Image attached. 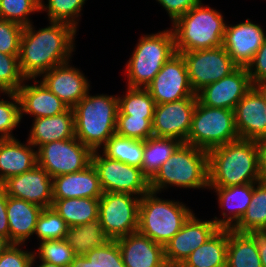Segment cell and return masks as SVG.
Instances as JSON below:
<instances>
[{
    "instance_id": "obj_44",
    "label": "cell",
    "mask_w": 266,
    "mask_h": 267,
    "mask_svg": "<svg viewBox=\"0 0 266 267\" xmlns=\"http://www.w3.org/2000/svg\"><path fill=\"white\" fill-rule=\"evenodd\" d=\"M21 244H11L0 256V267H32L34 266V252L21 250Z\"/></svg>"
},
{
    "instance_id": "obj_36",
    "label": "cell",
    "mask_w": 266,
    "mask_h": 267,
    "mask_svg": "<svg viewBox=\"0 0 266 267\" xmlns=\"http://www.w3.org/2000/svg\"><path fill=\"white\" fill-rule=\"evenodd\" d=\"M33 258H39V261H47L60 267H85L64 239L41 241Z\"/></svg>"
},
{
    "instance_id": "obj_45",
    "label": "cell",
    "mask_w": 266,
    "mask_h": 267,
    "mask_svg": "<svg viewBox=\"0 0 266 267\" xmlns=\"http://www.w3.org/2000/svg\"><path fill=\"white\" fill-rule=\"evenodd\" d=\"M246 68L253 86L266 85V40Z\"/></svg>"
},
{
    "instance_id": "obj_11",
    "label": "cell",
    "mask_w": 266,
    "mask_h": 267,
    "mask_svg": "<svg viewBox=\"0 0 266 267\" xmlns=\"http://www.w3.org/2000/svg\"><path fill=\"white\" fill-rule=\"evenodd\" d=\"M93 151L76 137L45 143L37 150V164L51 178L75 173L92 163Z\"/></svg>"
},
{
    "instance_id": "obj_17",
    "label": "cell",
    "mask_w": 266,
    "mask_h": 267,
    "mask_svg": "<svg viewBox=\"0 0 266 267\" xmlns=\"http://www.w3.org/2000/svg\"><path fill=\"white\" fill-rule=\"evenodd\" d=\"M219 227L213 220H200L193 213L183 227L165 245V259L169 267H179Z\"/></svg>"
},
{
    "instance_id": "obj_16",
    "label": "cell",
    "mask_w": 266,
    "mask_h": 267,
    "mask_svg": "<svg viewBox=\"0 0 266 267\" xmlns=\"http://www.w3.org/2000/svg\"><path fill=\"white\" fill-rule=\"evenodd\" d=\"M198 98H184L164 104H156L152 129L153 136L173 138L185 143Z\"/></svg>"
},
{
    "instance_id": "obj_12",
    "label": "cell",
    "mask_w": 266,
    "mask_h": 267,
    "mask_svg": "<svg viewBox=\"0 0 266 267\" xmlns=\"http://www.w3.org/2000/svg\"><path fill=\"white\" fill-rule=\"evenodd\" d=\"M98 153L93 151L92 164L98 172L103 192L128 193L142 197L150 191L149 179L141 168Z\"/></svg>"
},
{
    "instance_id": "obj_40",
    "label": "cell",
    "mask_w": 266,
    "mask_h": 267,
    "mask_svg": "<svg viewBox=\"0 0 266 267\" xmlns=\"http://www.w3.org/2000/svg\"><path fill=\"white\" fill-rule=\"evenodd\" d=\"M153 118H137L132 115H117L116 134L135 140L153 137Z\"/></svg>"
},
{
    "instance_id": "obj_38",
    "label": "cell",
    "mask_w": 266,
    "mask_h": 267,
    "mask_svg": "<svg viewBox=\"0 0 266 267\" xmlns=\"http://www.w3.org/2000/svg\"><path fill=\"white\" fill-rule=\"evenodd\" d=\"M69 226L52 208H43L38 217L34 234L41 241L64 239Z\"/></svg>"
},
{
    "instance_id": "obj_52",
    "label": "cell",
    "mask_w": 266,
    "mask_h": 267,
    "mask_svg": "<svg viewBox=\"0 0 266 267\" xmlns=\"http://www.w3.org/2000/svg\"><path fill=\"white\" fill-rule=\"evenodd\" d=\"M265 105H266V85H265ZM265 114H266V110H265Z\"/></svg>"
},
{
    "instance_id": "obj_24",
    "label": "cell",
    "mask_w": 266,
    "mask_h": 267,
    "mask_svg": "<svg viewBox=\"0 0 266 267\" xmlns=\"http://www.w3.org/2000/svg\"><path fill=\"white\" fill-rule=\"evenodd\" d=\"M34 80V84H22L16 91L20 102V117L24 114L33 118L50 117L65 112L68 107L53 94L41 81ZM38 83V84H36Z\"/></svg>"
},
{
    "instance_id": "obj_9",
    "label": "cell",
    "mask_w": 266,
    "mask_h": 267,
    "mask_svg": "<svg viewBox=\"0 0 266 267\" xmlns=\"http://www.w3.org/2000/svg\"><path fill=\"white\" fill-rule=\"evenodd\" d=\"M141 197L128 193L104 192L99 198V219L113 242L138 231Z\"/></svg>"
},
{
    "instance_id": "obj_50",
    "label": "cell",
    "mask_w": 266,
    "mask_h": 267,
    "mask_svg": "<svg viewBox=\"0 0 266 267\" xmlns=\"http://www.w3.org/2000/svg\"><path fill=\"white\" fill-rule=\"evenodd\" d=\"M12 243L9 239L0 235V256L7 250Z\"/></svg>"
},
{
    "instance_id": "obj_5",
    "label": "cell",
    "mask_w": 266,
    "mask_h": 267,
    "mask_svg": "<svg viewBox=\"0 0 266 267\" xmlns=\"http://www.w3.org/2000/svg\"><path fill=\"white\" fill-rule=\"evenodd\" d=\"M172 26L176 52H188L222 46L226 23L220 11L201 3Z\"/></svg>"
},
{
    "instance_id": "obj_14",
    "label": "cell",
    "mask_w": 266,
    "mask_h": 267,
    "mask_svg": "<svg viewBox=\"0 0 266 267\" xmlns=\"http://www.w3.org/2000/svg\"><path fill=\"white\" fill-rule=\"evenodd\" d=\"M107 267H169L164 247L135 231L112 242Z\"/></svg>"
},
{
    "instance_id": "obj_31",
    "label": "cell",
    "mask_w": 266,
    "mask_h": 267,
    "mask_svg": "<svg viewBox=\"0 0 266 267\" xmlns=\"http://www.w3.org/2000/svg\"><path fill=\"white\" fill-rule=\"evenodd\" d=\"M69 227L85 224L99 218V199H53L51 206Z\"/></svg>"
},
{
    "instance_id": "obj_23",
    "label": "cell",
    "mask_w": 266,
    "mask_h": 267,
    "mask_svg": "<svg viewBox=\"0 0 266 267\" xmlns=\"http://www.w3.org/2000/svg\"><path fill=\"white\" fill-rule=\"evenodd\" d=\"M53 199H99L104 193L99 175L91 163L85 169L52 178Z\"/></svg>"
},
{
    "instance_id": "obj_25",
    "label": "cell",
    "mask_w": 266,
    "mask_h": 267,
    "mask_svg": "<svg viewBox=\"0 0 266 267\" xmlns=\"http://www.w3.org/2000/svg\"><path fill=\"white\" fill-rule=\"evenodd\" d=\"M209 189L215 190L219 206L223 210V219L215 216L213 221L219 228L232 229L241 220L251 202L253 183L230 187H209Z\"/></svg>"
},
{
    "instance_id": "obj_32",
    "label": "cell",
    "mask_w": 266,
    "mask_h": 267,
    "mask_svg": "<svg viewBox=\"0 0 266 267\" xmlns=\"http://www.w3.org/2000/svg\"><path fill=\"white\" fill-rule=\"evenodd\" d=\"M232 230L238 233H254L266 230V181L253 183L251 202L241 220Z\"/></svg>"
},
{
    "instance_id": "obj_18",
    "label": "cell",
    "mask_w": 266,
    "mask_h": 267,
    "mask_svg": "<svg viewBox=\"0 0 266 267\" xmlns=\"http://www.w3.org/2000/svg\"><path fill=\"white\" fill-rule=\"evenodd\" d=\"M265 85L253 86L234 108L235 126L240 139L266 138Z\"/></svg>"
},
{
    "instance_id": "obj_19",
    "label": "cell",
    "mask_w": 266,
    "mask_h": 267,
    "mask_svg": "<svg viewBox=\"0 0 266 267\" xmlns=\"http://www.w3.org/2000/svg\"><path fill=\"white\" fill-rule=\"evenodd\" d=\"M1 186L7 196L50 208L53 203L52 178L38 164L31 170L6 179Z\"/></svg>"
},
{
    "instance_id": "obj_47",
    "label": "cell",
    "mask_w": 266,
    "mask_h": 267,
    "mask_svg": "<svg viewBox=\"0 0 266 267\" xmlns=\"http://www.w3.org/2000/svg\"><path fill=\"white\" fill-rule=\"evenodd\" d=\"M7 194L5 189L0 187V235L9 239V222L7 218Z\"/></svg>"
},
{
    "instance_id": "obj_10",
    "label": "cell",
    "mask_w": 266,
    "mask_h": 267,
    "mask_svg": "<svg viewBox=\"0 0 266 267\" xmlns=\"http://www.w3.org/2000/svg\"><path fill=\"white\" fill-rule=\"evenodd\" d=\"M64 240L85 267H107L112 256V241L104 233L99 218L69 227Z\"/></svg>"
},
{
    "instance_id": "obj_39",
    "label": "cell",
    "mask_w": 266,
    "mask_h": 267,
    "mask_svg": "<svg viewBox=\"0 0 266 267\" xmlns=\"http://www.w3.org/2000/svg\"><path fill=\"white\" fill-rule=\"evenodd\" d=\"M40 11V0H0V18L23 27L30 25V14Z\"/></svg>"
},
{
    "instance_id": "obj_7",
    "label": "cell",
    "mask_w": 266,
    "mask_h": 267,
    "mask_svg": "<svg viewBox=\"0 0 266 267\" xmlns=\"http://www.w3.org/2000/svg\"><path fill=\"white\" fill-rule=\"evenodd\" d=\"M175 53L172 28L140 37L126 64L127 87L146 88Z\"/></svg>"
},
{
    "instance_id": "obj_1",
    "label": "cell",
    "mask_w": 266,
    "mask_h": 267,
    "mask_svg": "<svg viewBox=\"0 0 266 267\" xmlns=\"http://www.w3.org/2000/svg\"><path fill=\"white\" fill-rule=\"evenodd\" d=\"M49 24L39 30H35L32 23L24 27L18 59L21 74L26 79H36L70 61L77 30L65 22L50 21Z\"/></svg>"
},
{
    "instance_id": "obj_21",
    "label": "cell",
    "mask_w": 266,
    "mask_h": 267,
    "mask_svg": "<svg viewBox=\"0 0 266 267\" xmlns=\"http://www.w3.org/2000/svg\"><path fill=\"white\" fill-rule=\"evenodd\" d=\"M266 40L260 25L250 19L225 27L222 46L238 67H247Z\"/></svg>"
},
{
    "instance_id": "obj_3",
    "label": "cell",
    "mask_w": 266,
    "mask_h": 267,
    "mask_svg": "<svg viewBox=\"0 0 266 267\" xmlns=\"http://www.w3.org/2000/svg\"><path fill=\"white\" fill-rule=\"evenodd\" d=\"M75 137L92 151H99L116 133L118 95L88 93L72 108Z\"/></svg>"
},
{
    "instance_id": "obj_8",
    "label": "cell",
    "mask_w": 266,
    "mask_h": 267,
    "mask_svg": "<svg viewBox=\"0 0 266 267\" xmlns=\"http://www.w3.org/2000/svg\"><path fill=\"white\" fill-rule=\"evenodd\" d=\"M238 139L234 110L209 107L197 100L186 144L208 151Z\"/></svg>"
},
{
    "instance_id": "obj_13",
    "label": "cell",
    "mask_w": 266,
    "mask_h": 267,
    "mask_svg": "<svg viewBox=\"0 0 266 267\" xmlns=\"http://www.w3.org/2000/svg\"><path fill=\"white\" fill-rule=\"evenodd\" d=\"M178 53L185 60L190 85L195 94L238 68L223 46Z\"/></svg>"
},
{
    "instance_id": "obj_33",
    "label": "cell",
    "mask_w": 266,
    "mask_h": 267,
    "mask_svg": "<svg viewBox=\"0 0 266 267\" xmlns=\"http://www.w3.org/2000/svg\"><path fill=\"white\" fill-rule=\"evenodd\" d=\"M182 144L173 138L150 137L144 141L142 172L150 180Z\"/></svg>"
},
{
    "instance_id": "obj_20",
    "label": "cell",
    "mask_w": 266,
    "mask_h": 267,
    "mask_svg": "<svg viewBox=\"0 0 266 267\" xmlns=\"http://www.w3.org/2000/svg\"><path fill=\"white\" fill-rule=\"evenodd\" d=\"M252 87L247 68L238 67L230 75L205 86L196 95L203 105L234 110Z\"/></svg>"
},
{
    "instance_id": "obj_34",
    "label": "cell",
    "mask_w": 266,
    "mask_h": 267,
    "mask_svg": "<svg viewBox=\"0 0 266 267\" xmlns=\"http://www.w3.org/2000/svg\"><path fill=\"white\" fill-rule=\"evenodd\" d=\"M144 141L122 137L116 133L103 146L102 153L111 159L142 169Z\"/></svg>"
},
{
    "instance_id": "obj_49",
    "label": "cell",
    "mask_w": 266,
    "mask_h": 267,
    "mask_svg": "<svg viewBox=\"0 0 266 267\" xmlns=\"http://www.w3.org/2000/svg\"><path fill=\"white\" fill-rule=\"evenodd\" d=\"M249 234L256 240L262 266L266 267V231H257Z\"/></svg>"
},
{
    "instance_id": "obj_28",
    "label": "cell",
    "mask_w": 266,
    "mask_h": 267,
    "mask_svg": "<svg viewBox=\"0 0 266 267\" xmlns=\"http://www.w3.org/2000/svg\"><path fill=\"white\" fill-rule=\"evenodd\" d=\"M43 208L23 199L7 196L9 241L23 245L34 234L36 223Z\"/></svg>"
},
{
    "instance_id": "obj_41",
    "label": "cell",
    "mask_w": 266,
    "mask_h": 267,
    "mask_svg": "<svg viewBox=\"0 0 266 267\" xmlns=\"http://www.w3.org/2000/svg\"><path fill=\"white\" fill-rule=\"evenodd\" d=\"M8 95L12 101L0 100V139H11L13 129H15L21 121L20 102L16 92H3ZM12 133V134H11Z\"/></svg>"
},
{
    "instance_id": "obj_22",
    "label": "cell",
    "mask_w": 266,
    "mask_h": 267,
    "mask_svg": "<svg viewBox=\"0 0 266 267\" xmlns=\"http://www.w3.org/2000/svg\"><path fill=\"white\" fill-rule=\"evenodd\" d=\"M70 61L44 72L40 81L68 108H73L89 91L88 79Z\"/></svg>"
},
{
    "instance_id": "obj_42",
    "label": "cell",
    "mask_w": 266,
    "mask_h": 267,
    "mask_svg": "<svg viewBox=\"0 0 266 267\" xmlns=\"http://www.w3.org/2000/svg\"><path fill=\"white\" fill-rule=\"evenodd\" d=\"M18 56L0 52V89L2 92H16L26 80H30L21 74Z\"/></svg>"
},
{
    "instance_id": "obj_37",
    "label": "cell",
    "mask_w": 266,
    "mask_h": 267,
    "mask_svg": "<svg viewBox=\"0 0 266 267\" xmlns=\"http://www.w3.org/2000/svg\"><path fill=\"white\" fill-rule=\"evenodd\" d=\"M86 0H40V11H46L49 21L65 22L77 30L79 16Z\"/></svg>"
},
{
    "instance_id": "obj_26",
    "label": "cell",
    "mask_w": 266,
    "mask_h": 267,
    "mask_svg": "<svg viewBox=\"0 0 266 267\" xmlns=\"http://www.w3.org/2000/svg\"><path fill=\"white\" fill-rule=\"evenodd\" d=\"M21 143L17 138L0 139V183L20 175L37 165V150L34 146Z\"/></svg>"
},
{
    "instance_id": "obj_15",
    "label": "cell",
    "mask_w": 266,
    "mask_h": 267,
    "mask_svg": "<svg viewBox=\"0 0 266 267\" xmlns=\"http://www.w3.org/2000/svg\"><path fill=\"white\" fill-rule=\"evenodd\" d=\"M146 89L155 104L169 103L184 98H197L190 85L185 60L178 52L167 60Z\"/></svg>"
},
{
    "instance_id": "obj_46",
    "label": "cell",
    "mask_w": 266,
    "mask_h": 267,
    "mask_svg": "<svg viewBox=\"0 0 266 267\" xmlns=\"http://www.w3.org/2000/svg\"><path fill=\"white\" fill-rule=\"evenodd\" d=\"M167 11L172 24L191 8L201 4V0H156Z\"/></svg>"
},
{
    "instance_id": "obj_6",
    "label": "cell",
    "mask_w": 266,
    "mask_h": 267,
    "mask_svg": "<svg viewBox=\"0 0 266 267\" xmlns=\"http://www.w3.org/2000/svg\"><path fill=\"white\" fill-rule=\"evenodd\" d=\"M149 191L140 199L138 231L165 245L183 227L193 211L179 201L164 200Z\"/></svg>"
},
{
    "instance_id": "obj_4",
    "label": "cell",
    "mask_w": 266,
    "mask_h": 267,
    "mask_svg": "<svg viewBox=\"0 0 266 267\" xmlns=\"http://www.w3.org/2000/svg\"><path fill=\"white\" fill-rule=\"evenodd\" d=\"M209 188L207 150L182 143L149 180L150 191L161 193L167 187Z\"/></svg>"
},
{
    "instance_id": "obj_2",
    "label": "cell",
    "mask_w": 266,
    "mask_h": 267,
    "mask_svg": "<svg viewBox=\"0 0 266 267\" xmlns=\"http://www.w3.org/2000/svg\"><path fill=\"white\" fill-rule=\"evenodd\" d=\"M207 152L209 187H230L260 181L256 141L239 138Z\"/></svg>"
},
{
    "instance_id": "obj_51",
    "label": "cell",
    "mask_w": 266,
    "mask_h": 267,
    "mask_svg": "<svg viewBox=\"0 0 266 267\" xmlns=\"http://www.w3.org/2000/svg\"><path fill=\"white\" fill-rule=\"evenodd\" d=\"M37 267H60V266L49 263L47 261H41L40 265H37Z\"/></svg>"
},
{
    "instance_id": "obj_48",
    "label": "cell",
    "mask_w": 266,
    "mask_h": 267,
    "mask_svg": "<svg viewBox=\"0 0 266 267\" xmlns=\"http://www.w3.org/2000/svg\"><path fill=\"white\" fill-rule=\"evenodd\" d=\"M260 181H266V138L256 141Z\"/></svg>"
},
{
    "instance_id": "obj_29",
    "label": "cell",
    "mask_w": 266,
    "mask_h": 267,
    "mask_svg": "<svg viewBox=\"0 0 266 267\" xmlns=\"http://www.w3.org/2000/svg\"><path fill=\"white\" fill-rule=\"evenodd\" d=\"M228 229L219 228L195 249L179 267H226Z\"/></svg>"
},
{
    "instance_id": "obj_30",
    "label": "cell",
    "mask_w": 266,
    "mask_h": 267,
    "mask_svg": "<svg viewBox=\"0 0 266 267\" xmlns=\"http://www.w3.org/2000/svg\"><path fill=\"white\" fill-rule=\"evenodd\" d=\"M226 267H263L256 240L249 233L228 229Z\"/></svg>"
},
{
    "instance_id": "obj_43",
    "label": "cell",
    "mask_w": 266,
    "mask_h": 267,
    "mask_svg": "<svg viewBox=\"0 0 266 267\" xmlns=\"http://www.w3.org/2000/svg\"><path fill=\"white\" fill-rule=\"evenodd\" d=\"M23 30L22 25L0 18V52L19 55Z\"/></svg>"
},
{
    "instance_id": "obj_27",
    "label": "cell",
    "mask_w": 266,
    "mask_h": 267,
    "mask_svg": "<svg viewBox=\"0 0 266 267\" xmlns=\"http://www.w3.org/2000/svg\"><path fill=\"white\" fill-rule=\"evenodd\" d=\"M74 137V111L72 108H68L65 112L55 116L34 119L27 141L38 149L45 143Z\"/></svg>"
},
{
    "instance_id": "obj_35",
    "label": "cell",
    "mask_w": 266,
    "mask_h": 267,
    "mask_svg": "<svg viewBox=\"0 0 266 267\" xmlns=\"http://www.w3.org/2000/svg\"><path fill=\"white\" fill-rule=\"evenodd\" d=\"M127 93L118 96V114L132 115L137 118H153L155 101L146 88L126 89Z\"/></svg>"
}]
</instances>
